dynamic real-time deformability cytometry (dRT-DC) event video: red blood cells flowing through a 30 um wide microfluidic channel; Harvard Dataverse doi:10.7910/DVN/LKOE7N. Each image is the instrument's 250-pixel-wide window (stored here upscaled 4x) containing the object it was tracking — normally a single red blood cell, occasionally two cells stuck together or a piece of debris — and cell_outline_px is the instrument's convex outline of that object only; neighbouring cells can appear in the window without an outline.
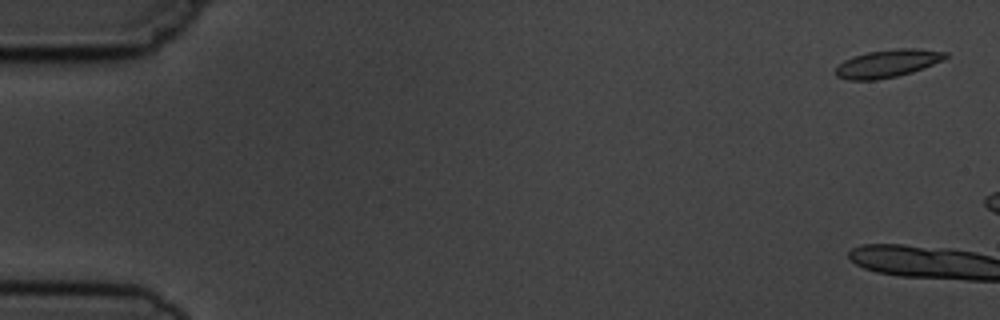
{"species": "common noctule bat (a hibernating species)", "species_latin": "Nyctalus noctula", "temperature_condition": "cold", "stored_images_in_passage": 10, "camera_frame_rate_fps": 3000, "um_per_image_px": 0.085, "animal": {"sex": "male", "body_mass_g": 19.5, "forearm_length_mm": 54.6}, "frame": {"image": 1, "passage_image": 1, "time_ms": 0.0, "image_size_px": [1000, 320], "cell_outline_px": [[948, 56], [944, 60], [924, 68], [912, 72], [896, 76], [876, 80], [848, 80], [836, 76], [836, 68], [844, 60], [852, 56], [868, 52], [896, 48], [916, 48], [948, 52]], "centroid_in_image_um": [75.47, 5.39], "position_along_channel_um": 9.5, "area_um2": 17.86}}
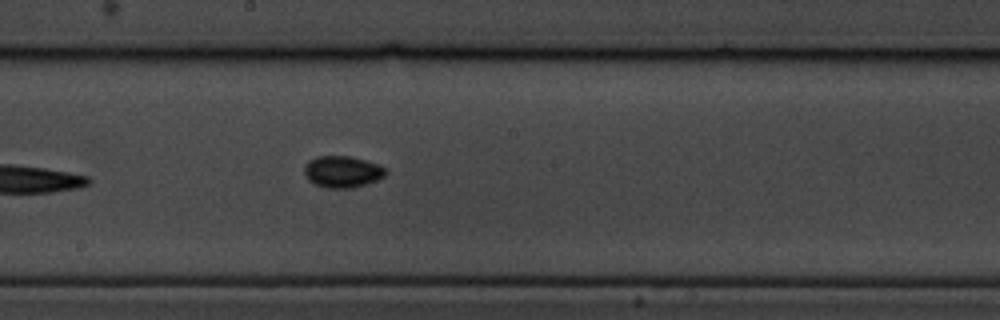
{"frame": {"image": 2, "passage_image": 10, "time_ms": 11.333, "image_size_px": [1000, 320], "cell_outline_px": [[388, 172], [384, 176], [376, 180], [352, 188], [328, 188], [316, 184], [308, 180], [304, 172], [304, 164], [308, 160], [316, 156], [348, 156], [364, 160], [376, 164], [384, 168]], "centroid_in_image_um": [29.06, 14.59], "position_along_channel_um": 219.1, "area_um2": 14.85}}